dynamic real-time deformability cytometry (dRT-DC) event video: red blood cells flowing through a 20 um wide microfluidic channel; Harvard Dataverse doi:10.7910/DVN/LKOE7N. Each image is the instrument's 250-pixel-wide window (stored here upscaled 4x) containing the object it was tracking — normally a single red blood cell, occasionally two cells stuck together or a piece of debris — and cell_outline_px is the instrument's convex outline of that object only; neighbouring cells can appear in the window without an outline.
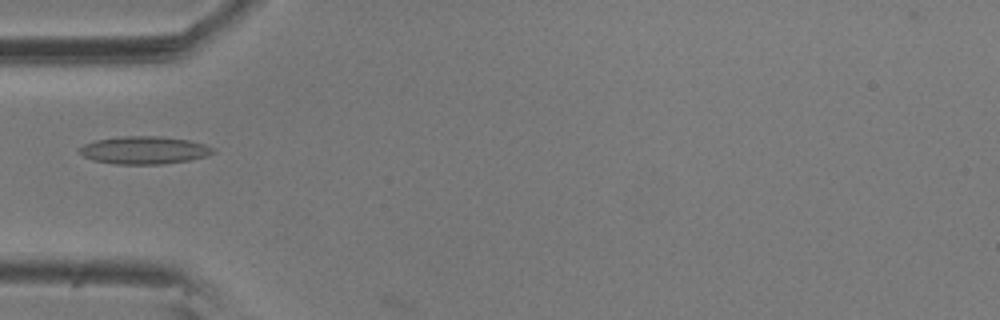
{"species": "common noctule bat (a hibernating species)", "species_latin": "Nyctalus noctula", "temperature_condition": "room temperature", "stored_images_in_passage": 7, "camera_frame_rate_fps": 3000, "um_per_image_px": 0.085, "animal": {"sex": "male", "body_mass_g": 20.5, "forearm_length_mm": 52.5}, "frame": {"image": 1, "passage_image": 6, "time_ms": 1.667, "image_size_px": [1000, 320], "cell_outline_px": [[216, 152], [208, 156], [188, 160], [164, 164], [116, 164], [92, 160], [84, 156], [80, 152], [80, 148], [84, 144], [96, 140], [120, 136], [160, 136], [188, 140], [204, 144], [212, 148]], "centroid_in_image_um": [12.27, 12.76], "position_along_channel_um": 72.7, "area_um2": 21.5}}